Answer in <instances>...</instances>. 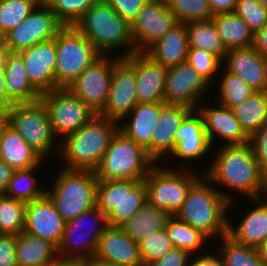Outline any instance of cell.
Here are the masks:
<instances>
[{"instance_id":"1","label":"cell","mask_w":267,"mask_h":266,"mask_svg":"<svg viewBox=\"0 0 267 266\" xmlns=\"http://www.w3.org/2000/svg\"><path fill=\"white\" fill-rule=\"evenodd\" d=\"M212 154L211 161H208L210 166L207 165L208 168L203 175L217 186V189L218 185L220 186L218 190L230 201L229 206L235 203V195L227 193L225 188L229 192L241 194L240 197L243 195L246 199L264 196L267 186L266 173L259 167L249 142L217 146L213 148ZM222 187L224 192L221 190Z\"/></svg>"},{"instance_id":"2","label":"cell","mask_w":267,"mask_h":266,"mask_svg":"<svg viewBox=\"0 0 267 266\" xmlns=\"http://www.w3.org/2000/svg\"><path fill=\"white\" fill-rule=\"evenodd\" d=\"M119 130L117 121L96 114L76 132L59 141V158L62 168L95 171Z\"/></svg>"},{"instance_id":"3","label":"cell","mask_w":267,"mask_h":266,"mask_svg":"<svg viewBox=\"0 0 267 266\" xmlns=\"http://www.w3.org/2000/svg\"><path fill=\"white\" fill-rule=\"evenodd\" d=\"M230 201L202 175L188 190L181 209L175 215L202 231L212 241L227 235Z\"/></svg>"},{"instance_id":"4","label":"cell","mask_w":267,"mask_h":266,"mask_svg":"<svg viewBox=\"0 0 267 266\" xmlns=\"http://www.w3.org/2000/svg\"><path fill=\"white\" fill-rule=\"evenodd\" d=\"M74 27L101 54L125 57L135 52L130 25L105 0H97Z\"/></svg>"},{"instance_id":"5","label":"cell","mask_w":267,"mask_h":266,"mask_svg":"<svg viewBox=\"0 0 267 266\" xmlns=\"http://www.w3.org/2000/svg\"><path fill=\"white\" fill-rule=\"evenodd\" d=\"M55 176L45 194L66 222L96 206L95 171L62 168Z\"/></svg>"},{"instance_id":"6","label":"cell","mask_w":267,"mask_h":266,"mask_svg":"<svg viewBox=\"0 0 267 266\" xmlns=\"http://www.w3.org/2000/svg\"><path fill=\"white\" fill-rule=\"evenodd\" d=\"M155 164L143 146L118 130L95 173L97 180L120 178L143 181Z\"/></svg>"},{"instance_id":"7","label":"cell","mask_w":267,"mask_h":266,"mask_svg":"<svg viewBox=\"0 0 267 266\" xmlns=\"http://www.w3.org/2000/svg\"><path fill=\"white\" fill-rule=\"evenodd\" d=\"M182 165L179 170L175 166L168 168L162 163H156L144 178L147 201L171 216H175L181 209L188 190L203 175L191 169L192 165Z\"/></svg>"},{"instance_id":"8","label":"cell","mask_w":267,"mask_h":266,"mask_svg":"<svg viewBox=\"0 0 267 266\" xmlns=\"http://www.w3.org/2000/svg\"><path fill=\"white\" fill-rule=\"evenodd\" d=\"M147 202L145 182L132 179L98 180L96 206L107 216V224L120 227Z\"/></svg>"},{"instance_id":"9","label":"cell","mask_w":267,"mask_h":266,"mask_svg":"<svg viewBox=\"0 0 267 266\" xmlns=\"http://www.w3.org/2000/svg\"><path fill=\"white\" fill-rule=\"evenodd\" d=\"M55 89L68 88L101 53L74 26H63L55 37Z\"/></svg>"},{"instance_id":"10","label":"cell","mask_w":267,"mask_h":266,"mask_svg":"<svg viewBox=\"0 0 267 266\" xmlns=\"http://www.w3.org/2000/svg\"><path fill=\"white\" fill-rule=\"evenodd\" d=\"M8 113L9 125L45 160L52 150L59 153V140L52 132L47 110L41 100L15 103Z\"/></svg>"},{"instance_id":"11","label":"cell","mask_w":267,"mask_h":266,"mask_svg":"<svg viewBox=\"0 0 267 266\" xmlns=\"http://www.w3.org/2000/svg\"><path fill=\"white\" fill-rule=\"evenodd\" d=\"M107 227V216L97 206L67 221L57 248L58 256L85 261L92 259Z\"/></svg>"},{"instance_id":"12","label":"cell","mask_w":267,"mask_h":266,"mask_svg":"<svg viewBox=\"0 0 267 266\" xmlns=\"http://www.w3.org/2000/svg\"><path fill=\"white\" fill-rule=\"evenodd\" d=\"M40 100L47 110L52 132L60 141L96 115L68 88H57L42 94Z\"/></svg>"},{"instance_id":"13","label":"cell","mask_w":267,"mask_h":266,"mask_svg":"<svg viewBox=\"0 0 267 266\" xmlns=\"http://www.w3.org/2000/svg\"><path fill=\"white\" fill-rule=\"evenodd\" d=\"M63 26L42 0L17 27L4 35L5 50L20 53L35 44L54 39Z\"/></svg>"},{"instance_id":"14","label":"cell","mask_w":267,"mask_h":266,"mask_svg":"<svg viewBox=\"0 0 267 266\" xmlns=\"http://www.w3.org/2000/svg\"><path fill=\"white\" fill-rule=\"evenodd\" d=\"M113 68L114 56L101 54L68 86V89L98 114L108 98Z\"/></svg>"},{"instance_id":"15","label":"cell","mask_w":267,"mask_h":266,"mask_svg":"<svg viewBox=\"0 0 267 266\" xmlns=\"http://www.w3.org/2000/svg\"><path fill=\"white\" fill-rule=\"evenodd\" d=\"M211 85L187 61L168 68L164 103L183 105L196 110L209 93ZM205 94V96H204Z\"/></svg>"},{"instance_id":"16","label":"cell","mask_w":267,"mask_h":266,"mask_svg":"<svg viewBox=\"0 0 267 266\" xmlns=\"http://www.w3.org/2000/svg\"><path fill=\"white\" fill-rule=\"evenodd\" d=\"M137 104L135 69L123 57L114 55L108 98L98 115L120 123Z\"/></svg>"},{"instance_id":"17","label":"cell","mask_w":267,"mask_h":266,"mask_svg":"<svg viewBox=\"0 0 267 266\" xmlns=\"http://www.w3.org/2000/svg\"><path fill=\"white\" fill-rule=\"evenodd\" d=\"M177 23L165 0H149L130 25L135 52H145Z\"/></svg>"},{"instance_id":"18","label":"cell","mask_w":267,"mask_h":266,"mask_svg":"<svg viewBox=\"0 0 267 266\" xmlns=\"http://www.w3.org/2000/svg\"><path fill=\"white\" fill-rule=\"evenodd\" d=\"M212 102H215L214 106L201 103L196 109L203 118L212 147L248 143L249 137L241 129L232 109L215 100ZM217 142H221L220 145Z\"/></svg>"},{"instance_id":"19","label":"cell","mask_w":267,"mask_h":266,"mask_svg":"<svg viewBox=\"0 0 267 266\" xmlns=\"http://www.w3.org/2000/svg\"><path fill=\"white\" fill-rule=\"evenodd\" d=\"M213 147L204 128L202 116L192 110L181 122L174 136V151L169 155L179 162L198 161L213 153ZM181 160V161H180ZM185 161V162H184Z\"/></svg>"},{"instance_id":"20","label":"cell","mask_w":267,"mask_h":266,"mask_svg":"<svg viewBox=\"0 0 267 266\" xmlns=\"http://www.w3.org/2000/svg\"><path fill=\"white\" fill-rule=\"evenodd\" d=\"M66 221L58 213L54 203L45 194L42 198L26 203L25 227L28 234L59 247Z\"/></svg>"},{"instance_id":"21","label":"cell","mask_w":267,"mask_h":266,"mask_svg":"<svg viewBox=\"0 0 267 266\" xmlns=\"http://www.w3.org/2000/svg\"><path fill=\"white\" fill-rule=\"evenodd\" d=\"M136 73L138 103H164V88L168 69L155 62L145 52L123 57Z\"/></svg>"},{"instance_id":"22","label":"cell","mask_w":267,"mask_h":266,"mask_svg":"<svg viewBox=\"0 0 267 266\" xmlns=\"http://www.w3.org/2000/svg\"><path fill=\"white\" fill-rule=\"evenodd\" d=\"M31 85L42 95L55 89V38L40 42L18 53Z\"/></svg>"},{"instance_id":"23","label":"cell","mask_w":267,"mask_h":266,"mask_svg":"<svg viewBox=\"0 0 267 266\" xmlns=\"http://www.w3.org/2000/svg\"><path fill=\"white\" fill-rule=\"evenodd\" d=\"M222 62L225 71L243 79L256 92L267 91V58L253 46L229 50Z\"/></svg>"},{"instance_id":"24","label":"cell","mask_w":267,"mask_h":266,"mask_svg":"<svg viewBox=\"0 0 267 266\" xmlns=\"http://www.w3.org/2000/svg\"><path fill=\"white\" fill-rule=\"evenodd\" d=\"M94 258L122 266H143L139 243L120 227L108 226L99 238Z\"/></svg>"},{"instance_id":"25","label":"cell","mask_w":267,"mask_h":266,"mask_svg":"<svg viewBox=\"0 0 267 266\" xmlns=\"http://www.w3.org/2000/svg\"><path fill=\"white\" fill-rule=\"evenodd\" d=\"M254 203V207L247 210L245 216L234 225L231 217H228L227 235L234 241L258 247L267 238V200L264 197L248 199Z\"/></svg>"},{"instance_id":"26","label":"cell","mask_w":267,"mask_h":266,"mask_svg":"<svg viewBox=\"0 0 267 266\" xmlns=\"http://www.w3.org/2000/svg\"><path fill=\"white\" fill-rule=\"evenodd\" d=\"M165 103H138L119 123V130L143 146L152 158V135ZM128 117V119H126ZM126 120V121H125ZM128 120V121H127Z\"/></svg>"},{"instance_id":"27","label":"cell","mask_w":267,"mask_h":266,"mask_svg":"<svg viewBox=\"0 0 267 266\" xmlns=\"http://www.w3.org/2000/svg\"><path fill=\"white\" fill-rule=\"evenodd\" d=\"M192 111L183 105L165 104L152 135V159L162 163L163 157H169L174 151V136L181 122ZM168 154V155H167ZM162 159V160H161Z\"/></svg>"},{"instance_id":"28","label":"cell","mask_w":267,"mask_h":266,"mask_svg":"<svg viewBox=\"0 0 267 266\" xmlns=\"http://www.w3.org/2000/svg\"><path fill=\"white\" fill-rule=\"evenodd\" d=\"M189 48L185 23L178 22L164 36L151 45L145 53L165 68L185 62Z\"/></svg>"},{"instance_id":"29","label":"cell","mask_w":267,"mask_h":266,"mask_svg":"<svg viewBox=\"0 0 267 266\" xmlns=\"http://www.w3.org/2000/svg\"><path fill=\"white\" fill-rule=\"evenodd\" d=\"M0 159L14 170L42 165L45 160L10 125L5 129L0 142Z\"/></svg>"},{"instance_id":"30","label":"cell","mask_w":267,"mask_h":266,"mask_svg":"<svg viewBox=\"0 0 267 266\" xmlns=\"http://www.w3.org/2000/svg\"><path fill=\"white\" fill-rule=\"evenodd\" d=\"M4 68L7 94L15 103L40 100L41 94L31 85L18 53H6Z\"/></svg>"},{"instance_id":"31","label":"cell","mask_w":267,"mask_h":266,"mask_svg":"<svg viewBox=\"0 0 267 266\" xmlns=\"http://www.w3.org/2000/svg\"><path fill=\"white\" fill-rule=\"evenodd\" d=\"M171 215L148 201L120 228L132 240L139 242L147 236L163 230Z\"/></svg>"},{"instance_id":"32","label":"cell","mask_w":267,"mask_h":266,"mask_svg":"<svg viewBox=\"0 0 267 266\" xmlns=\"http://www.w3.org/2000/svg\"><path fill=\"white\" fill-rule=\"evenodd\" d=\"M226 50L253 45L254 34L246 22L234 12L217 13L212 17Z\"/></svg>"},{"instance_id":"33","label":"cell","mask_w":267,"mask_h":266,"mask_svg":"<svg viewBox=\"0 0 267 266\" xmlns=\"http://www.w3.org/2000/svg\"><path fill=\"white\" fill-rule=\"evenodd\" d=\"M57 255V248L41 238L25 231L16 235V260L18 266H44Z\"/></svg>"},{"instance_id":"34","label":"cell","mask_w":267,"mask_h":266,"mask_svg":"<svg viewBox=\"0 0 267 266\" xmlns=\"http://www.w3.org/2000/svg\"><path fill=\"white\" fill-rule=\"evenodd\" d=\"M231 109L241 129L250 137L267 122V91L255 92Z\"/></svg>"},{"instance_id":"35","label":"cell","mask_w":267,"mask_h":266,"mask_svg":"<svg viewBox=\"0 0 267 266\" xmlns=\"http://www.w3.org/2000/svg\"><path fill=\"white\" fill-rule=\"evenodd\" d=\"M165 230L173 247L186 250L192 255L205 253V249H203V247H207L205 243L212 242L202 231L193 228L176 216H171L168 219Z\"/></svg>"},{"instance_id":"36","label":"cell","mask_w":267,"mask_h":266,"mask_svg":"<svg viewBox=\"0 0 267 266\" xmlns=\"http://www.w3.org/2000/svg\"><path fill=\"white\" fill-rule=\"evenodd\" d=\"M188 31L189 47L211 52L221 60L228 52L222 43L218 29L211 20L185 23Z\"/></svg>"},{"instance_id":"37","label":"cell","mask_w":267,"mask_h":266,"mask_svg":"<svg viewBox=\"0 0 267 266\" xmlns=\"http://www.w3.org/2000/svg\"><path fill=\"white\" fill-rule=\"evenodd\" d=\"M38 167L40 168V165L15 170L4 195L26 203L42 198L46 193V187L44 188V184L39 186V181L34 177L35 171L40 170Z\"/></svg>"},{"instance_id":"38","label":"cell","mask_w":267,"mask_h":266,"mask_svg":"<svg viewBox=\"0 0 267 266\" xmlns=\"http://www.w3.org/2000/svg\"><path fill=\"white\" fill-rule=\"evenodd\" d=\"M218 239L221 247L216 252L223 266H266L256 247L240 244L228 235Z\"/></svg>"},{"instance_id":"39","label":"cell","mask_w":267,"mask_h":266,"mask_svg":"<svg viewBox=\"0 0 267 266\" xmlns=\"http://www.w3.org/2000/svg\"><path fill=\"white\" fill-rule=\"evenodd\" d=\"M221 74L217 83L218 86V96L214 100L222 105L232 108L243 101L248 99L256 91L252 89L249 85L245 83L243 79L237 77L221 68Z\"/></svg>"},{"instance_id":"40","label":"cell","mask_w":267,"mask_h":266,"mask_svg":"<svg viewBox=\"0 0 267 266\" xmlns=\"http://www.w3.org/2000/svg\"><path fill=\"white\" fill-rule=\"evenodd\" d=\"M26 202L0 194V234L18 235L25 227Z\"/></svg>"},{"instance_id":"41","label":"cell","mask_w":267,"mask_h":266,"mask_svg":"<svg viewBox=\"0 0 267 266\" xmlns=\"http://www.w3.org/2000/svg\"><path fill=\"white\" fill-rule=\"evenodd\" d=\"M168 9L181 23L211 20L214 16L209 0H165Z\"/></svg>"},{"instance_id":"42","label":"cell","mask_w":267,"mask_h":266,"mask_svg":"<svg viewBox=\"0 0 267 266\" xmlns=\"http://www.w3.org/2000/svg\"><path fill=\"white\" fill-rule=\"evenodd\" d=\"M42 0H0V33L17 27Z\"/></svg>"},{"instance_id":"43","label":"cell","mask_w":267,"mask_h":266,"mask_svg":"<svg viewBox=\"0 0 267 266\" xmlns=\"http://www.w3.org/2000/svg\"><path fill=\"white\" fill-rule=\"evenodd\" d=\"M64 25L74 24L97 0H43Z\"/></svg>"},{"instance_id":"44","label":"cell","mask_w":267,"mask_h":266,"mask_svg":"<svg viewBox=\"0 0 267 266\" xmlns=\"http://www.w3.org/2000/svg\"><path fill=\"white\" fill-rule=\"evenodd\" d=\"M186 61L210 84L217 83L222 60L211 52L199 48H188ZM215 80V81H214ZM217 80V81H216Z\"/></svg>"},{"instance_id":"45","label":"cell","mask_w":267,"mask_h":266,"mask_svg":"<svg viewBox=\"0 0 267 266\" xmlns=\"http://www.w3.org/2000/svg\"><path fill=\"white\" fill-rule=\"evenodd\" d=\"M138 243L143 266L162 258L173 247L165 228L147 236Z\"/></svg>"},{"instance_id":"46","label":"cell","mask_w":267,"mask_h":266,"mask_svg":"<svg viewBox=\"0 0 267 266\" xmlns=\"http://www.w3.org/2000/svg\"><path fill=\"white\" fill-rule=\"evenodd\" d=\"M233 12L246 22L253 34L267 24V8L257 0H237Z\"/></svg>"},{"instance_id":"47","label":"cell","mask_w":267,"mask_h":266,"mask_svg":"<svg viewBox=\"0 0 267 266\" xmlns=\"http://www.w3.org/2000/svg\"><path fill=\"white\" fill-rule=\"evenodd\" d=\"M259 167L267 174V122L249 137Z\"/></svg>"},{"instance_id":"48","label":"cell","mask_w":267,"mask_h":266,"mask_svg":"<svg viewBox=\"0 0 267 266\" xmlns=\"http://www.w3.org/2000/svg\"><path fill=\"white\" fill-rule=\"evenodd\" d=\"M129 25L149 0H105Z\"/></svg>"},{"instance_id":"49","label":"cell","mask_w":267,"mask_h":266,"mask_svg":"<svg viewBox=\"0 0 267 266\" xmlns=\"http://www.w3.org/2000/svg\"><path fill=\"white\" fill-rule=\"evenodd\" d=\"M192 256L186 250L172 247L162 258L147 266H189Z\"/></svg>"},{"instance_id":"50","label":"cell","mask_w":267,"mask_h":266,"mask_svg":"<svg viewBox=\"0 0 267 266\" xmlns=\"http://www.w3.org/2000/svg\"><path fill=\"white\" fill-rule=\"evenodd\" d=\"M0 266H18L16 235L0 234Z\"/></svg>"},{"instance_id":"51","label":"cell","mask_w":267,"mask_h":266,"mask_svg":"<svg viewBox=\"0 0 267 266\" xmlns=\"http://www.w3.org/2000/svg\"><path fill=\"white\" fill-rule=\"evenodd\" d=\"M206 252L192 256L189 266H223L216 249L214 253H210L209 250Z\"/></svg>"},{"instance_id":"52","label":"cell","mask_w":267,"mask_h":266,"mask_svg":"<svg viewBox=\"0 0 267 266\" xmlns=\"http://www.w3.org/2000/svg\"><path fill=\"white\" fill-rule=\"evenodd\" d=\"M15 102L8 96L5 82V68L0 67V114H9Z\"/></svg>"},{"instance_id":"53","label":"cell","mask_w":267,"mask_h":266,"mask_svg":"<svg viewBox=\"0 0 267 266\" xmlns=\"http://www.w3.org/2000/svg\"><path fill=\"white\" fill-rule=\"evenodd\" d=\"M252 46L267 58V24L254 34Z\"/></svg>"},{"instance_id":"54","label":"cell","mask_w":267,"mask_h":266,"mask_svg":"<svg viewBox=\"0 0 267 266\" xmlns=\"http://www.w3.org/2000/svg\"><path fill=\"white\" fill-rule=\"evenodd\" d=\"M237 0H209L213 14L233 12Z\"/></svg>"},{"instance_id":"55","label":"cell","mask_w":267,"mask_h":266,"mask_svg":"<svg viewBox=\"0 0 267 266\" xmlns=\"http://www.w3.org/2000/svg\"><path fill=\"white\" fill-rule=\"evenodd\" d=\"M14 169L0 159V194H4L9 184Z\"/></svg>"},{"instance_id":"56","label":"cell","mask_w":267,"mask_h":266,"mask_svg":"<svg viewBox=\"0 0 267 266\" xmlns=\"http://www.w3.org/2000/svg\"><path fill=\"white\" fill-rule=\"evenodd\" d=\"M44 266H85V260L56 256Z\"/></svg>"},{"instance_id":"57","label":"cell","mask_w":267,"mask_h":266,"mask_svg":"<svg viewBox=\"0 0 267 266\" xmlns=\"http://www.w3.org/2000/svg\"><path fill=\"white\" fill-rule=\"evenodd\" d=\"M85 266H122V265L113 264L93 257L92 259L85 261Z\"/></svg>"},{"instance_id":"58","label":"cell","mask_w":267,"mask_h":266,"mask_svg":"<svg viewBox=\"0 0 267 266\" xmlns=\"http://www.w3.org/2000/svg\"><path fill=\"white\" fill-rule=\"evenodd\" d=\"M9 126V114H0V142L5 129Z\"/></svg>"},{"instance_id":"59","label":"cell","mask_w":267,"mask_h":266,"mask_svg":"<svg viewBox=\"0 0 267 266\" xmlns=\"http://www.w3.org/2000/svg\"><path fill=\"white\" fill-rule=\"evenodd\" d=\"M262 261L267 266V238L257 247Z\"/></svg>"},{"instance_id":"60","label":"cell","mask_w":267,"mask_h":266,"mask_svg":"<svg viewBox=\"0 0 267 266\" xmlns=\"http://www.w3.org/2000/svg\"><path fill=\"white\" fill-rule=\"evenodd\" d=\"M0 53H7L5 50V38L2 33H0Z\"/></svg>"},{"instance_id":"61","label":"cell","mask_w":267,"mask_h":266,"mask_svg":"<svg viewBox=\"0 0 267 266\" xmlns=\"http://www.w3.org/2000/svg\"><path fill=\"white\" fill-rule=\"evenodd\" d=\"M6 53H0V67H4Z\"/></svg>"},{"instance_id":"62","label":"cell","mask_w":267,"mask_h":266,"mask_svg":"<svg viewBox=\"0 0 267 266\" xmlns=\"http://www.w3.org/2000/svg\"><path fill=\"white\" fill-rule=\"evenodd\" d=\"M259 3H261L264 7L267 8V0H257Z\"/></svg>"},{"instance_id":"63","label":"cell","mask_w":267,"mask_h":266,"mask_svg":"<svg viewBox=\"0 0 267 266\" xmlns=\"http://www.w3.org/2000/svg\"><path fill=\"white\" fill-rule=\"evenodd\" d=\"M263 197L267 200V186H266V189L264 191V196Z\"/></svg>"}]
</instances>
